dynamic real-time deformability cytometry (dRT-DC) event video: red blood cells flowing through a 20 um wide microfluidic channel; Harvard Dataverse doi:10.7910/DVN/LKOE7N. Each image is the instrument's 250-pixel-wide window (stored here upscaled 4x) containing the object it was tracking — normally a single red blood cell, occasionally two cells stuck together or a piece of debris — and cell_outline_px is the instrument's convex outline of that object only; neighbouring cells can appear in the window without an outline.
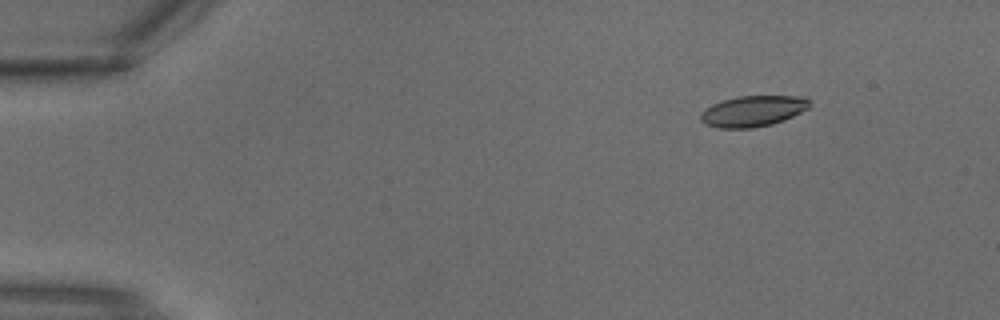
{"species": "common noctule bat (a hibernating species)", "species_latin": "Nyctalus noctula", "temperature_condition": "warm", "stored_images_in_passage": 3, "camera_frame_rate_fps": 3000, "um_per_image_px": 0.085, "animal": {"sex": "male", "body_mass_g": 18.8}, "frame": {"image": 1, "passage_image": 2, "time_ms": 0.333, "image_size_px": [1000, 320], "cell_outline_px": [[808, 108], [784, 120], [772, 124], [752, 128], [716, 128], [704, 124], [700, 120], [700, 116], [704, 108], [712, 104], [724, 100], [740, 96], [804, 96], [808, 100]], "centroid_in_image_um": [63.95, 9.45], "position_along_channel_um": 21.1, "area_um2": 19.54}}
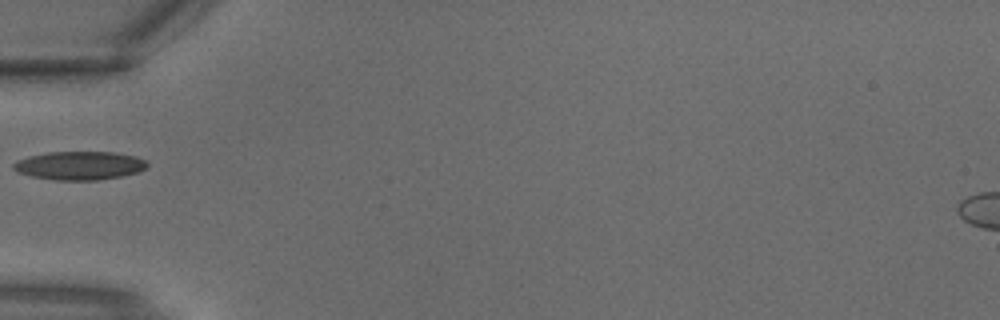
{"frame": {"image": 2, "passage_image": 3, "time_ms": 0.667, "image_size_px": [1000, 320], "cell_outline_px": [[148, 168], [140, 172], [120, 176], [96, 180], [56, 180], [32, 176], [16, 172], [12, 168], [12, 164], [16, 160], [28, 156], [48, 152], [112, 152], [136, 156], [144, 160], [148, 164]], "centroid_in_image_um": [6.75, 14.07], "position_along_channel_um": 78.3, "area_um2": 22.31}}